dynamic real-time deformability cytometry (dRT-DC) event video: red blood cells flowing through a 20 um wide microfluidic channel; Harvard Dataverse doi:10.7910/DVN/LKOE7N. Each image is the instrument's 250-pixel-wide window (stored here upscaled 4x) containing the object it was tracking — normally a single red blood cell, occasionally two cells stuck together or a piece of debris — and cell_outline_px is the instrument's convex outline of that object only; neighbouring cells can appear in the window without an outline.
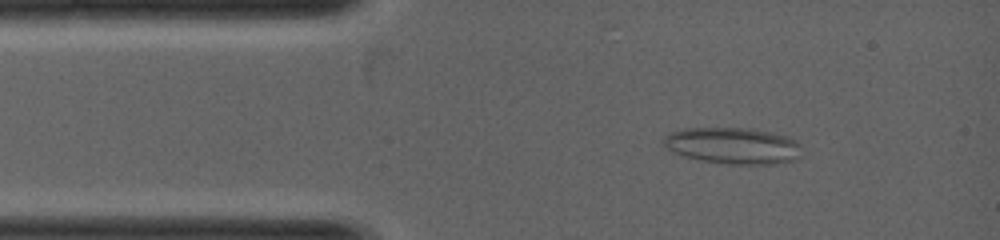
{"species": "common noctule bat (a hibernating species)", "species_latin": "Nyctalus noctula", "temperature_condition": "warm", "stored_images_in_passage": 33, "camera_frame_rate_fps": 5000, "um_per_image_px": 0.085, "animal": {"sex": "female", "body_mass_g": 19.0, "forearm_length_mm": 53.3}, "frame": {"image": 1, "passage_image": 3, "time_ms": 0.4, "image_size_px": [1000, 240], "cell_outline_px": [[800, 160], [776, 164], [728, 164], [704, 160], [684, 156], [672, 152], [660, 144], [664, 136], [668, 132], [684, 128], [752, 128], [788, 136], [796, 140], [800, 144]], "centroid_in_image_um": [62.3, 12.38], "position_along_channel_um": 22.7, "area_um2": 29.82}}
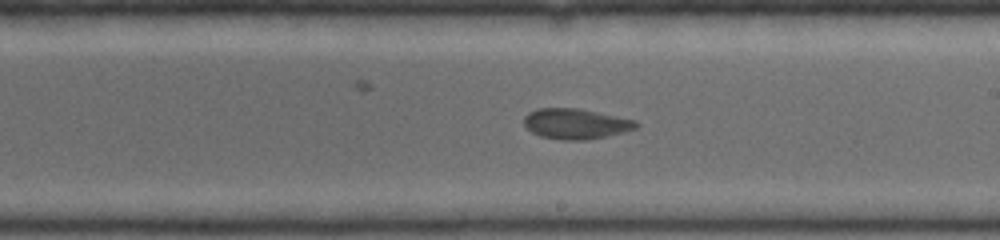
{"frame": {"image": 2, "passage_image": 17, "time_ms": 3.4, "image_size_px": [1000, 240], "cell_outline_px": [[640, 124], [636, 128], [624, 132], [584, 140], [560, 140], [540, 136], [532, 132], [524, 124], [524, 116], [528, 112], [540, 108], [580, 108], [636, 120]], "centroid_in_image_um": [48.94, 10.51], "position_along_channel_um": 240.1, "area_um2": 19.88}}
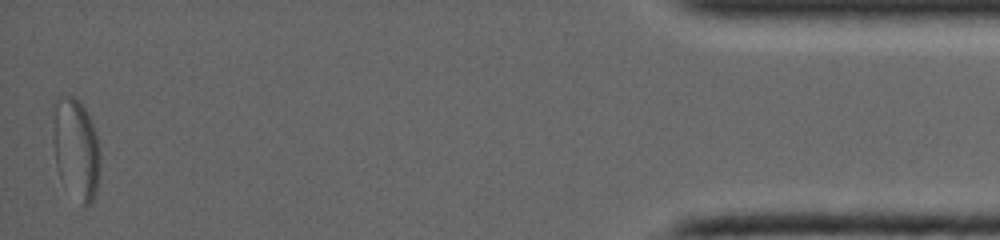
{"frame": {"image": 3, "passage_image": 33, "time_ms": 6.8, "image_size_px": [1000, 240], "cell_outline_px": [[100, 172], [96, 192], [92, 200], [84, 208], [60, 176], [56, 164], [52, 140], [52, 104], [60, 96], [76, 96], [84, 104], [88, 112], [96, 136], [100, 152]], "centroid_in_image_um": [6.44, 12.56], "position_along_channel_um": 428.8, "area_um2": 28.21}}